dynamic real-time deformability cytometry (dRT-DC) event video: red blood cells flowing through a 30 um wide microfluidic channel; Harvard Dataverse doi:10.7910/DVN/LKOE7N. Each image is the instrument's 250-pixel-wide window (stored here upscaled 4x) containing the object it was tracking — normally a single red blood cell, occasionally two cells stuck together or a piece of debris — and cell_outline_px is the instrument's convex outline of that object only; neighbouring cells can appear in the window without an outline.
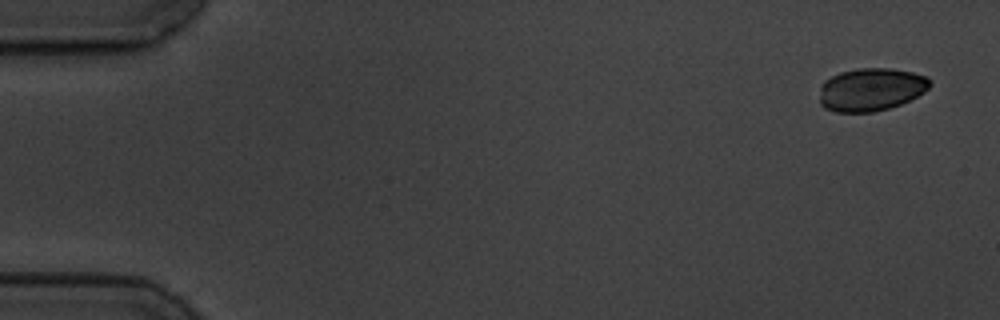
{"species": "common noctule bat (a hibernating species)", "species_latin": "Nyctalus noctula", "temperature_condition": "cold", "stored_images_in_passage": 11, "camera_frame_rate_fps": 3000, "um_per_image_px": 0.085, "animal": {"sex": "male", "body_mass_g": 19.5, "forearm_length_mm": 54.6}, "frame": {"image": 1, "passage_image": 1, "time_ms": 0.0, "image_size_px": [1000, 320], "cell_outline_px": [[932, 84], [924, 92], [900, 104], [888, 108], [872, 112], [836, 112], [824, 108], [820, 104], [820, 84], [824, 80], [840, 72], [856, 68], [892, 68], [912, 72], [928, 76], [932, 80]], "centroid_in_image_um": [74.03, 7.59], "position_along_channel_um": 11.0, "area_um2": 27.86}}
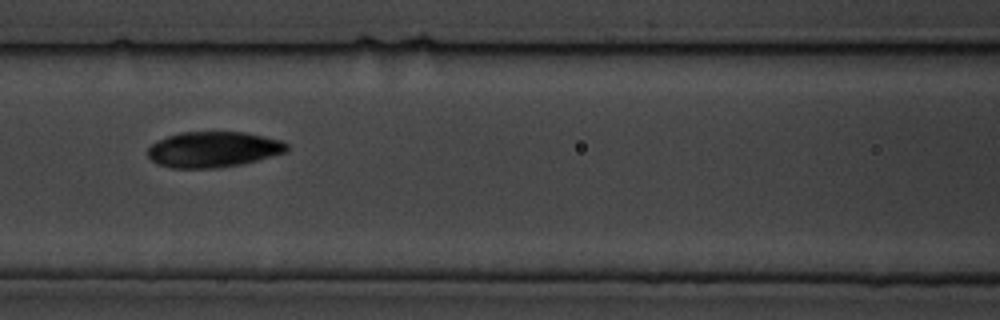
{"frame": {"image": 2, "passage_image": 7, "time_ms": 7.667, "image_size_px": [1000, 320], "cell_outline_px": [[288, 152], [240, 164], [216, 168], [172, 168], [156, 164], [148, 156], [148, 148], [152, 144], [168, 136], [180, 132], [244, 132], [264, 136], [280, 140], [288, 144]], "centroid_in_image_um": [18.13, 12.7], "position_along_channel_um": 148.5, "area_um2": 28.84}}
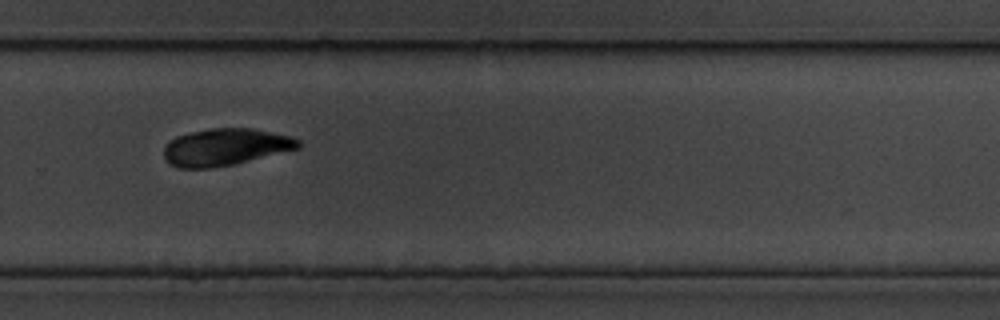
{"frame": {"image": 3, "passage_image": 11, "time_ms": 12.333, "image_size_px": [1000, 320], "cell_outline_px": [[300, 148], [236, 164], [212, 168], [180, 168], [172, 164], [164, 156], [164, 148], [176, 136], [192, 132], [212, 128], [252, 128], [288, 136], [300, 140]], "centroid_in_image_um": [19.18, 12.51], "position_along_channel_um": 310.6, "area_um2": 28.73}}